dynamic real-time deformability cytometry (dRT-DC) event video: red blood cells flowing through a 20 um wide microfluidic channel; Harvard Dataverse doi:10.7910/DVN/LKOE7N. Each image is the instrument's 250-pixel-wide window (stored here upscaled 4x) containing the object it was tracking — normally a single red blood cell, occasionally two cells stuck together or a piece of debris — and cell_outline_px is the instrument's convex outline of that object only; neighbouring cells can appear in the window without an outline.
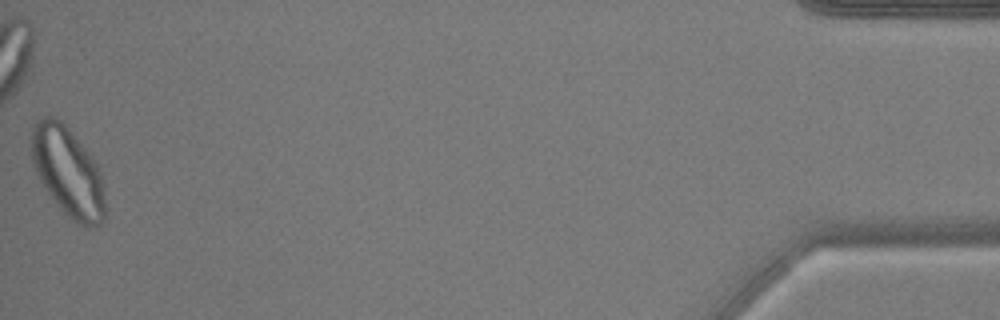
{"species": "common noctule bat (a hibernating species)", "species_latin": "Nyctalus noctula", "temperature_condition": "warm", "stored_images_in_passage": 54, "camera_frame_rate_fps": 3000, "um_per_image_px": 0.085, "animal": {"sex": "male", "body_mass_g": 17.9, "forearm_length_mm": 54.2}, "frame": {"image": 1, "passage_image": 54, "time_ms": 17.667, "image_size_px": [1000, 320], "cell_outline_px": [[104, 220], [96, 228], [88, 228], [72, 220], [56, 204], [40, 180], [36, 172], [32, 160], [32, 128], [36, 120], [44, 116], [52, 116], [60, 120], [68, 128], [92, 156], [100, 172], [104, 188]], "centroid_in_image_um": [5.78, 14.62], "position_along_channel_um": 429.4, "area_um2": 38.21}}